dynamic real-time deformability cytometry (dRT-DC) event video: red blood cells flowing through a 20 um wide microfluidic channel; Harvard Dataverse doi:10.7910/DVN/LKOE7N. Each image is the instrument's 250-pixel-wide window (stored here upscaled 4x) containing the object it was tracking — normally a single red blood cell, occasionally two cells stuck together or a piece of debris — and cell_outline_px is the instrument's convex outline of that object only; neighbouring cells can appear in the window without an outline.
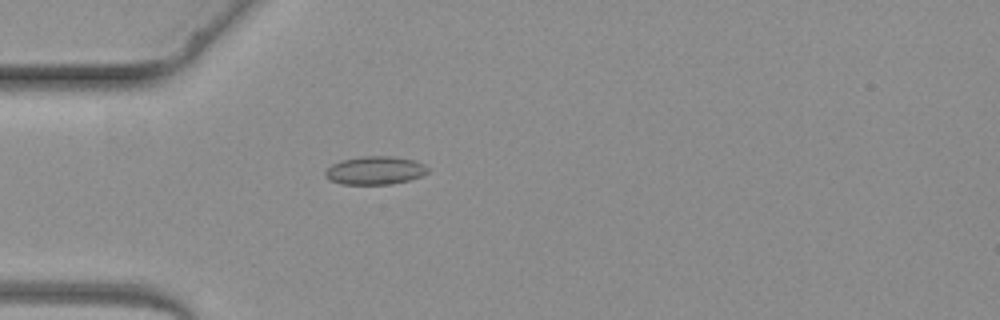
{"species": "common noctule bat (a hibernating species)", "species_latin": "Nyctalus noctula", "temperature_condition": "warm", "stored_images_in_passage": 2, "camera_frame_rate_fps": 3000, "um_per_image_px": 0.085, "animal": {"sex": "female", "body_mass_g": 19.3, "forearm_length_mm": 54.1}, "frame": {"image": 1, "passage_image": 2, "time_ms": 1.333, "image_size_px": [1000, 320], "cell_outline_px": [[428, 172], [420, 176], [408, 180], [392, 184], [340, 184], [324, 176], [324, 172], [332, 164], [340, 160], [364, 156], [392, 156], [412, 160], [424, 164], [428, 168]], "centroid_in_image_um": [31.86, 14.48], "position_along_channel_um": 53.1, "area_um2": 16.76}}